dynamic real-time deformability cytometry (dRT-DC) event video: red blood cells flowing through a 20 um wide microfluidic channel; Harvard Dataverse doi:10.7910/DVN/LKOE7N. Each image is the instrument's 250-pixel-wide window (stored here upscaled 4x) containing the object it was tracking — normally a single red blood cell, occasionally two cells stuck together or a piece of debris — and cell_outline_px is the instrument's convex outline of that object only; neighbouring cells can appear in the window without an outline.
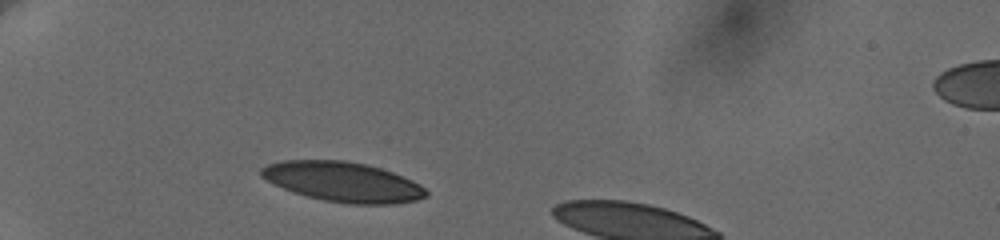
{"species": "human", "species_latin": "Homo sapiens", "temperature_condition": "cold", "stored_images_in_passage": 29, "camera_frame_rate_fps": 3000, "um_per_image_px": 0.085, "donor": {"sex": "female"}, "frame": {"image": 1, "passage_image": 1, "time_ms": 0.0, "image_size_px": [1000, 240], "cell_outline_px": [[428, 196], [416, 200], [396, 204], [348, 204], [324, 200], [292, 192], [260, 176], [260, 168], [268, 164], [284, 160], [344, 160], [364, 164], [380, 168], [392, 172], [412, 180], [420, 184], [428, 192]], "centroid_in_image_um": [29.16, 15.46], "position_along_channel_um": 55.8, "area_um2": 38.15}}
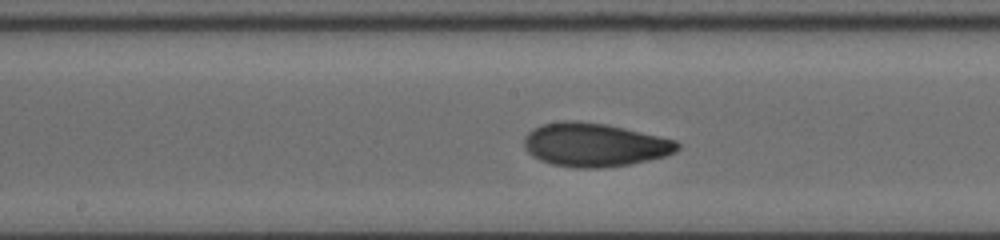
{"frame": {"image": 2, "passage_image": 16, "time_ms": 4.667, "image_size_px": [1000, 240], "cell_outline_px": [[680, 148], [676, 152], [664, 156], [648, 160], [628, 164], [600, 168], [576, 168], [552, 164], [540, 160], [532, 156], [524, 148], [524, 136], [528, 132], [544, 124], [564, 120], [576, 120], [608, 124], [676, 140], [680, 144]], "centroid_in_image_um": [50.53, 12.3], "position_along_channel_um": 197.7, "area_um2": 38.96}}
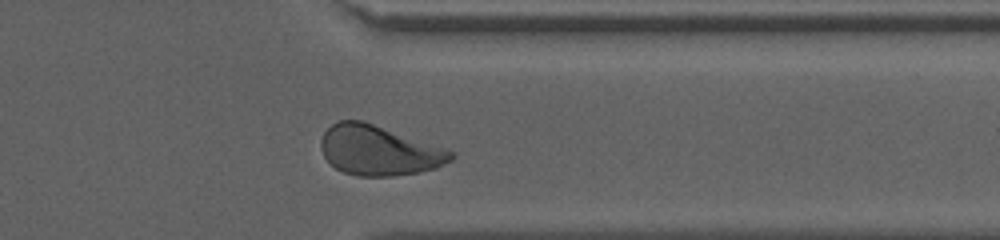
{"frame": {"image": 3, "passage_image": 28, "time_ms": 9.667, "image_size_px": [1000, 240], "cell_outline_px": [[456, 156], [452, 160], [436, 168], [416, 172], [392, 176], [356, 176], [344, 172], [336, 168], [324, 156], [320, 148], [320, 140], [324, 132], [332, 124], [340, 120], [360, 120], [444, 148], [452, 152]], "centroid_in_image_um": [32.17, 12.8], "position_along_channel_um": 379.2, "area_um2": 37.22}, "authors_computed_cell_mechanics": {"area_um2": 38.148, "velocity_mm_per_s": 3.641, "shape_relaxation_time_tau1_ms": 5.6555, "shape_relaxation_time_tau2_ms": 1.8704, "deformation_change_tau1": 0.1773, "deformation_change_tau2": 0.0729}}